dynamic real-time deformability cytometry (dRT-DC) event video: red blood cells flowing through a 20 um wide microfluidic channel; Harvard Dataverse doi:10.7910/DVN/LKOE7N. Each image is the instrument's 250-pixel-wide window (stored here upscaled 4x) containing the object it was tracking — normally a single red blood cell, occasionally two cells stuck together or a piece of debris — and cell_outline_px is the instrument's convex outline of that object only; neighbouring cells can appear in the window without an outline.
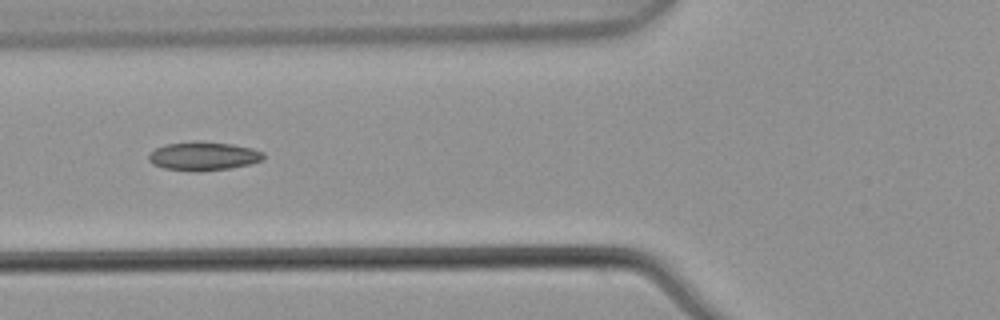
{"species": "common noctule bat (a hibernating species)", "species_latin": "Nyctalus noctula", "temperature_condition": "warm", "stored_images_in_passage": 7, "camera_frame_rate_fps": 3000, "um_per_image_px": 0.085, "animal": {"sex": "male", "body_mass_g": 21.5, "forearm_length_mm": 52.0}, "frame": {"image": 1, "passage_image": 5, "time_ms": 1.333, "image_size_px": [1000, 320], "cell_outline_px": [[264, 160], [248, 164], [228, 168], [200, 172], [196, 172], [164, 168], [152, 164], [148, 160], [148, 156], [156, 148], [164, 144], [232, 144], [252, 148], [264, 152]], "centroid_in_image_um": [17.31, 13.32], "position_along_channel_um": 108.5, "area_um2": 18.38}}
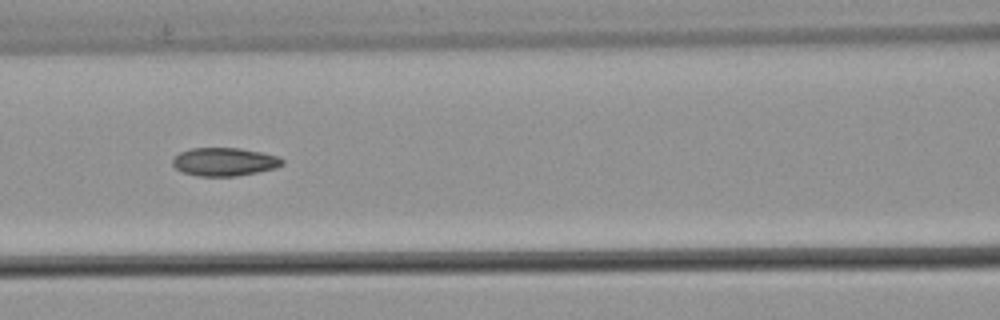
{"frame": {"image": 2, "passage_image": 6, "time_ms": 1.667, "image_size_px": [1000, 320], "cell_outline_px": [[284, 164], [276, 168], [236, 176], [200, 176], [184, 172], [176, 168], [172, 164], [172, 156], [180, 152], [192, 148], [240, 148], [280, 156], [284, 160]], "centroid_in_image_um": [19.08, 13.74], "position_along_channel_um": 147.5, "area_um2": 18.09}}